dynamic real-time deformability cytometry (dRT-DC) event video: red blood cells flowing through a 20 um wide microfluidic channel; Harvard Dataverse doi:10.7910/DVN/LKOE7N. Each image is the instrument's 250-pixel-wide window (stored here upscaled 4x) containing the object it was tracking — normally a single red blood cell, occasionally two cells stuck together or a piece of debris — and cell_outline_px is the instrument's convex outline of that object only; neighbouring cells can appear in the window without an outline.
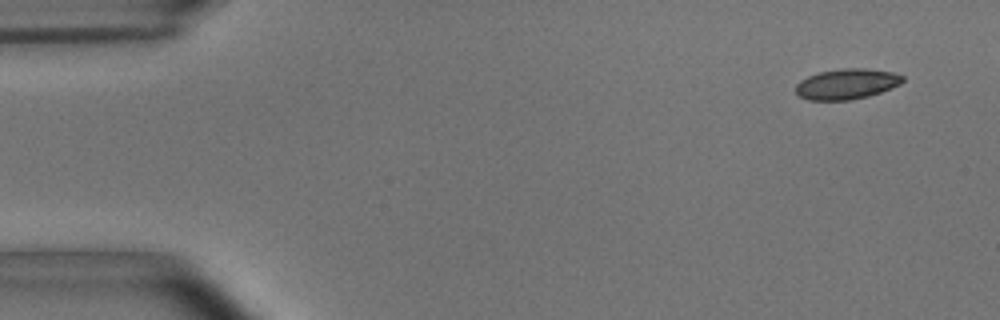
{"species": "common noctule bat (a hibernating species)", "species_latin": "Nyctalus noctula", "temperature_condition": "room temperature", "stored_images_in_passage": 13, "camera_frame_rate_fps": 3000, "um_per_image_px": 0.085, "animal": {"sex": "male", "body_mass_g": 15.6}, "frame": {"image": 1, "passage_image": 1, "time_ms": 0.0, "image_size_px": [1000, 320], "cell_outline_px": [[904, 80], [900, 84], [880, 92], [868, 96], [848, 100], [808, 100], [800, 96], [796, 92], [796, 84], [800, 80], [808, 76], [820, 72], [844, 68], [864, 68], [892, 72], [904, 76]], "centroid_in_image_um": [71.96, 7.14], "position_along_channel_um": 13.0, "area_um2": 18.84}}
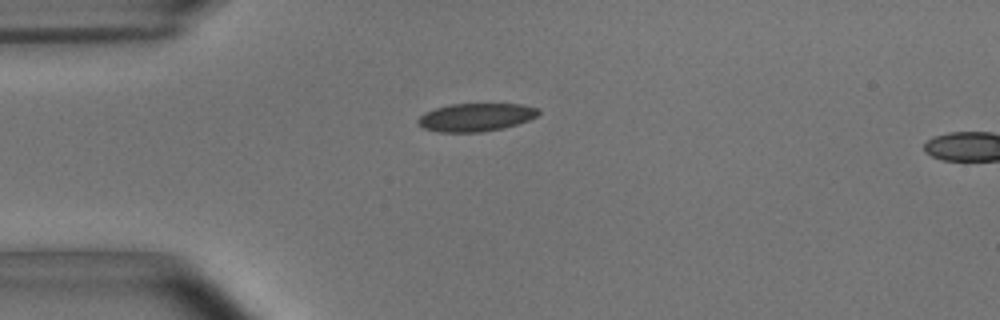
{"frame": {"image": 2, "passage_image": 11, "time_ms": 3.333, "image_size_px": [1000, 320], "cell_outline_px": [[540, 112], [536, 116], [528, 120], [504, 128], [480, 132], [436, 132], [424, 128], [416, 120], [424, 112], [436, 108], [452, 104], [520, 104], [540, 108]], "centroid_in_image_um": [40.45, 9.97], "position_along_channel_um": 44.6, "area_um2": 19.65}}